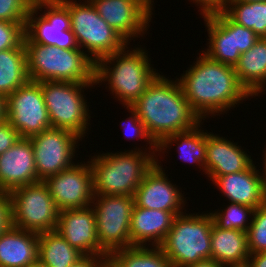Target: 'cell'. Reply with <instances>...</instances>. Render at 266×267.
<instances>
[{"instance_id":"1","label":"cell","mask_w":266,"mask_h":267,"mask_svg":"<svg viewBox=\"0 0 266 267\" xmlns=\"http://www.w3.org/2000/svg\"><path fill=\"white\" fill-rule=\"evenodd\" d=\"M192 65L177 79L201 119L227 114L246 98H253L240 84L233 66L213 61L204 53Z\"/></svg>"},{"instance_id":"2","label":"cell","mask_w":266,"mask_h":267,"mask_svg":"<svg viewBox=\"0 0 266 267\" xmlns=\"http://www.w3.org/2000/svg\"><path fill=\"white\" fill-rule=\"evenodd\" d=\"M130 107L157 144L168 135L188 131L202 122L184 97L178 79L160 74Z\"/></svg>"},{"instance_id":"3","label":"cell","mask_w":266,"mask_h":267,"mask_svg":"<svg viewBox=\"0 0 266 267\" xmlns=\"http://www.w3.org/2000/svg\"><path fill=\"white\" fill-rule=\"evenodd\" d=\"M157 152L158 147H136L125 152L91 156L94 195L134 196L146 173L159 159Z\"/></svg>"},{"instance_id":"4","label":"cell","mask_w":266,"mask_h":267,"mask_svg":"<svg viewBox=\"0 0 266 267\" xmlns=\"http://www.w3.org/2000/svg\"><path fill=\"white\" fill-rule=\"evenodd\" d=\"M151 65L145 49L134 47L130 50L127 45L96 63L95 84L106 82L123 108L131 106L160 74Z\"/></svg>"},{"instance_id":"5","label":"cell","mask_w":266,"mask_h":267,"mask_svg":"<svg viewBox=\"0 0 266 267\" xmlns=\"http://www.w3.org/2000/svg\"><path fill=\"white\" fill-rule=\"evenodd\" d=\"M31 81L95 83L96 64L80 48L60 49L39 43H24Z\"/></svg>"},{"instance_id":"6","label":"cell","mask_w":266,"mask_h":267,"mask_svg":"<svg viewBox=\"0 0 266 267\" xmlns=\"http://www.w3.org/2000/svg\"><path fill=\"white\" fill-rule=\"evenodd\" d=\"M213 217L203 212L177 215L160 245L172 267H187L211 259Z\"/></svg>"},{"instance_id":"7","label":"cell","mask_w":266,"mask_h":267,"mask_svg":"<svg viewBox=\"0 0 266 267\" xmlns=\"http://www.w3.org/2000/svg\"><path fill=\"white\" fill-rule=\"evenodd\" d=\"M93 85L96 84L67 81L40 82L51 127L71 131L83 139L88 133L91 120L83 92L91 86L95 87Z\"/></svg>"},{"instance_id":"8","label":"cell","mask_w":266,"mask_h":267,"mask_svg":"<svg viewBox=\"0 0 266 267\" xmlns=\"http://www.w3.org/2000/svg\"><path fill=\"white\" fill-rule=\"evenodd\" d=\"M69 9L71 30L79 48L96 64L129 43L101 18L89 0H61Z\"/></svg>"},{"instance_id":"9","label":"cell","mask_w":266,"mask_h":267,"mask_svg":"<svg viewBox=\"0 0 266 267\" xmlns=\"http://www.w3.org/2000/svg\"><path fill=\"white\" fill-rule=\"evenodd\" d=\"M42 8L44 12L38 16ZM24 43L78 49L68 7L61 0H34L27 15Z\"/></svg>"},{"instance_id":"10","label":"cell","mask_w":266,"mask_h":267,"mask_svg":"<svg viewBox=\"0 0 266 267\" xmlns=\"http://www.w3.org/2000/svg\"><path fill=\"white\" fill-rule=\"evenodd\" d=\"M12 225L37 234L56 230L59 210L44 181L10 192Z\"/></svg>"},{"instance_id":"11","label":"cell","mask_w":266,"mask_h":267,"mask_svg":"<svg viewBox=\"0 0 266 267\" xmlns=\"http://www.w3.org/2000/svg\"><path fill=\"white\" fill-rule=\"evenodd\" d=\"M91 206L96 215L101 248L109 255L112 251L131 247L130 224L134 197L94 195Z\"/></svg>"},{"instance_id":"12","label":"cell","mask_w":266,"mask_h":267,"mask_svg":"<svg viewBox=\"0 0 266 267\" xmlns=\"http://www.w3.org/2000/svg\"><path fill=\"white\" fill-rule=\"evenodd\" d=\"M6 120L20 138H30L51 128L40 82L29 80L6 97Z\"/></svg>"},{"instance_id":"13","label":"cell","mask_w":266,"mask_h":267,"mask_svg":"<svg viewBox=\"0 0 266 267\" xmlns=\"http://www.w3.org/2000/svg\"><path fill=\"white\" fill-rule=\"evenodd\" d=\"M30 140L39 181L75 165L73 158L79 141H82L71 131L53 127L30 137Z\"/></svg>"},{"instance_id":"14","label":"cell","mask_w":266,"mask_h":267,"mask_svg":"<svg viewBox=\"0 0 266 267\" xmlns=\"http://www.w3.org/2000/svg\"><path fill=\"white\" fill-rule=\"evenodd\" d=\"M83 163L77 162L44 181L59 212L91 206L94 199L93 172L89 159Z\"/></svg>"},{"instance_id":"15","label":"cell","mask_w":266,"mask_h":267,"mask_svg":"<svg viewBox=\"0 0 266 267\" xmlns=\"http://www.w3.org/2000/svg\"><path fill=\"white\" fill-rule=\"evenodd\" d=\"M98 14L129 44L146 34L152 18L153 0H89Z\"/></svg>"},{"instance_id":"16","label":"cell","mask_w":266,"mask_h":267,"mask_svg":"<svg viewBox=\"0 0 266 267\" xmlns=\"http://www.w3.org/2000/svg\"><path fill=\"white\" fill-rule=\"evenodd\" d=\"M157 159V162L146 173L134 194V205L147 209H158L181 215L186 205V197L180 188L173 184ZM160 164V165H159ZM169 180V181H168Z\"/></svg>"},{"instance_id":"17","label":"cell","mask_w":266,"mask_h":267,"mask_svg":"<svg viewBox=\"0 0 266 267\" xmlns=\"http://www.w3.org/2000/svg\"><path fill=\"white\" fill-rule=\"evenodd\" d=\"M56 230L83 255L108 258L97 237L96 215L92 206L59 212Z\"/></svg>"},{"instance_id":"18","label":"cell","mask_w":266,"mask_h":267,"mask_svg":"<svg viewBox=\"0 0 266 267\" xmlns=\"http://www.w3.org/2000/svg\"><path fill=\"white\" fill-rule=\"evenodd\" d=\"M39 182L30 138H19L0 155V191L11 192L28 184Z\"/></svg>"},{"instance_id":"19","label":"cell","mask_w":266,"mask_h":267,"mask_svg":"<svg viewBox=\"0 0 266 267\" xmlns=\"http://www.w3.org/2000/svg\"><path fill=\"white\" fill-rule=\"evenodd\" d=\"M253 163L238 143L213 132L206 135L205 175L212 182L219 176L246 170Z\"/></svg>"},{"instance_id":"20","label":"cell","mask_w":266,"mask_h":267,"mask_svg":"<svg viewBox=\"0 0 266 267\" xmlns=\"http://www.w3.org/2000/svg\"><path fill=\"white\" fill-rule=\"evenodd\" d=\"M254 162L244 171L217 177L213 184L229 202L256 209L266 203V192L260 171Z\"/></svg>"},{"instance_id":"21","label":"cell","mask_w":266,"mask_h":267,"mask_svg":"<svg viewBox=\"0 0 266 267\" xmlns=\"http://www.w3.org/2000/svg\"><path fill=\"white\" fill-rule=\"evenodd\" d=\"M177 215L158 209L133 206L131 213V246H160ZM151 242V243H150Z\"/></svg>"},{"instance_id":"22","label":"cell","mask_w":266,"mask_h":267,"mask_svg":"<svg viewBox=\"0 0 266 267\" xmlns=\"http://www.w3.org/2000/svg\"><path fill=\"white\" fill-rule=\"evenodd\" d=\"M38 264V234L11 225L0 235V267Z\"/></svg>"},{"instance_id":"23","label":"cell","mask_w":266,"mask_h":267,"mask_svg":"<svg viewBox=\"0 0 266 267\" xmlns=\"http://www.w3.org/2000/svg\"><path fill=\"white\" fill-rule=\"evenodd\" d=\"M249 255L247 232L238 229H222L213 222L212 260L223 267H246Z\"/></svg>"},{"instance_id":"24","label":"cell","mask_w":266,"mask_h":267,"mask_svg":"<svg viewBox=\"0 0 266 267\" xmlns=\"http://www.w3.org/2000/svg\"><path fill=\"white\" fill-rule=\"evenodd\" d=\"M234 70L252 97L266 91V38H259L252 48L242 53Z\"/></svg>"},{"instance_id":"25","label":"cell","mask_w":266,"mask_h":267,"mask_svg":"<svg viewBox=\"0 0 266 267\" xmlns=\"http://www.w3.org/2000/svg\"><path fill=\"white\" fill-rule=\"evenodd\" d=\"M202 18L209 37L208 48L202 53L213 61L234 67L233 27L218 12Z\"/></svg>"},{"instance_id":"26","label":"cell","mask_w":266,"mask_h":267,"mask_svg":"<svg viewBox=\"0 0 266 267\" xmlns=\"http://www.w3.org/2000/svg\"><path fill=\"white\" fill-rule=\"evenodd\" d=\"M201 122L195 128L190 129L188 131L174 133L166 136L159 144H158V156L162 153L163 150L171 149L170 146H174L173 143L177 144L176 148L178 149L179 157L185 163H196L200 169H202L205 173L204 164L206 161V135L207 130H201V126L203 125ZM178 146V147H177Z\"/></svg>"},{"instance_id":"27","label":"cell","mask_w":266,"mask_h":267,"mask_svg":"<svg viewBox=\"0 0 266 267\" xmlns=\"http://www.w3.org/2000/svg\"><path fill=\"white\" fill-rule=\"evenodd\" d=\"M82 256L57 230L38 234V264L42 267H70Z\"/></svg>"},{"instance_id":"28","label":"cell","mask_w":266,"mask_h":267,"mask_svg":"<svg viewBox=\"0 0 266 267\" xmlns=\"http://www.w3.org/2000/svg\"><path fill=\"white\" fill-rule=\"evenodd\" d=\"M29 80L24 41L17 48L0 51V93L7 97Z\"/></svg>"},{"instance_id":"29","label":"cell","mask_w":266,"mask_h":267,"mask_svg":"<svg viewBox=\"0 0 266 267\" xmlns=\"http://www.w3.org/2000/svg\"><path fill=\"white\" fill-rule=\"evenodd\" d=\"M107 261L113 267H172L160 246H131L118 249L108 255Z\"/></svg>"},{"instance_id":"30","label":"cell","mask_w":266,"mask_h":267,"mask_svg":"<svg viewBox=\"0 0 266 267\" xmlns=\"http://www.w3.org/2000/svg\"><path fill=\"white\" fill-rule=\"evenodd\" d=\"M223 12L233 22L254 31L259 38H266V1L230 0Z\"/></svg>"},{"instance_id":"31","label":"cell","mask_w":266,"mask_h":267,"mask_svg":"<svg viewBox=\"0 0 266 267\" xmlns=\"http://www.w3.org/2000/svg\"><path fill=\"white\" fill-rule=\"evenodd\" d=\"M228 203L227 208L210 212L214 223L222 229H238L248 232L251 224V220L248 218H252L254 209L238 203Z\"/></svg>"},{"instance_id":"32","label":"cell","mask_w":266,"mask_h":267,"mask_svg":"<svg viewBox=\"0 0 266 267\" xmlns=\"http://www.w3.org/2000/svg\"><path fill=\"white\" fill-rule=\"evenodd\" d=\"M247 234L250 254L266 251V203L254 209Z\"/></svg>"},{"instance_id":"33","label":"cell","mask_w":266,"mask_h":267,"mask_svg":"<svg viewBox=\"0 0 266 267\" xmlns=\"http://www.w3.org/2000/svg\"><path fill=\"white\" fill-rule=\"evenodd\" d=\"M233 27L234 66L241 54L247 52L258 41L259 37L242 25L233 22L223 11L218 12Z\"/></svg>"},{"instance_id":"34","label":"cell","mask_w":266,"mask_h":267,"mask_svg":"<svg viewBox=\"0 0 266 267\" xmlns=\"http://www.w3.org/2000/svg\"><path fill=\"white\" fill-rule=\"evenodd\" d=\"M34 0H0V20L26 23Z\"/></svg>"},{"instance_id":"35","label":"cell","mask_w":266,"mask_h":267,"mask_svg":"<svg viewBox=\"0 0 266 267\" xmlns=\"http://www.w3.org/2000/svg\"><path fill=\"white\" fill-rule=\"evenodd\" d=\"M25 25L0 20V51L17 48L24 41Z\"/></svg>"},{"instance_id":"36","label":"cell","mask_w":266,"mask_h":267,"mask_svg":"<svg viewBox=\"0 0 266 267\" xmlns=\"http://www.w3.org/2000/svg\"><path fill=\"white\" fill-rule=\"evenodd\" d=\"M126 109L131 114V116L127 117L128 120L126 121V124L125 125L123 124L124 125L123 129H125L124 135H126L128 139H130L129 137H131V139L138 137V139L140 138V141L145 139L144 141H146L147 144H149V147H158V144L148 134L146 127L139 119L138 114L130 106H126ZM128 131L129 133L131 132L132 134L127 133Z\"/></svg>"},{"instance_id":"37","label":"cell","mask_w":266,"mask_h":267,"mask_svg":"<svg viewBox=\"0 0 266 267\" xmlns=\"http://www.w3.org/2000/svg\"><path fill=\"white\" fill-rule=\"evenodd\" d=\"M20 138L18 132L5 120L0 124V155L11 148Z\"/></svg>"},{"instance_id":"38","label":"cell","mask_w":266,"mask_h":267,"mask_svg":"<svg viewBox=\"0 0 266 267\" xmlns=\"http://www.w3.org/2000/svg\"><path fill=\"white\" fill-rule=\"evenodd\" d=\"M12 225L11 197L9 192L0 191V235Z\"/></svg>"},{"instance_id":"39","label":"cell","mask_w":266,"mask_h":267,"mask_svg":"<svg viewBox=\"0 0 266 267\" xmlns=\"http://www.w3.org/2000/svg\"><path fill=\"white\" fill-rule=\"evenodd\" d=\"M230 0H191L190 2L197 4L201 16L223 11Z\"/></svg>"},{"instance_id":"40","label":"cell","mask_w":266,"mask_h":267,"mask_svg":"<svg viewBox=\"0 0 266 267\" xmlns=\"http://www.w3.org/2000/svg\"><path fill=\"white\" fill-rule=\"evenodd\" d=\"M107 259L99 255H83L70 267H100Z\"/></svg>"},{"instance_id":"41","label":"cell","mask_w":266,"mask_h":267,"mask_svg":"<svg viewBox=\"0 0 266 267\" xmlns=\"http://www.w3.org/2000/svg\"><path fill=\"white\" fill-rule=\"evenodd\" d=\"M246 267H266V251L250 254Z\"/></svg>"},{"instance_id":"42","label":"cell","mask_w":266,"mask_h":267,"mask_svg":"<svg viewBox=\"0 0 266 267\" xmlns=\"http://www.w3.org/2000/svg\"><path fill=\"white\" fill-rule=\"evenodd\" d=\"M187 267H223V266L216 263L214 260L210 259L188 265Z\"/></svg>"},{"instance_id":"43","label":"cell","mask_w":266,"mask_h":267,"mask_svg":"<svg viewBox=\"0 0 266 267\" xmlns=\"http://www.w3.org/2000/svg\"><path fill=\"white\" fill-rule=\"evenodd\" d=\"M6 120V97L0 93V124Z\"/></svg>"},{"instance_id":"44","label":"cell","mask_w":266,"mask_h":267,"mask_svg":"<svg viewBox=\"0 0 266 267\" xmlns=\"http://www.w3.org/2000/svg\"><path fill=\"white\" fill-rule=\"evenodd\" d=\"M264 156V161H263V164H264V172L262 171V179H263V185H264V189H265V192H266V150L263 151Z\"/></svg>"},{"instance_id":"45","label":"cell","mask_w":266,"mask_h":267,"mask_svg":"<svg viewBox=\"0 0 266 267\" xmlns=\"http://www.w3.org/2000/svg\"><path fill=\"white\" fill-rule=\"evenodd\" d=\"M100 267H113L107 260Z\"/></svg>"},{"instance_id":"46","label":"cell","mask_w":266,"mask_h":267,"mask_svg":"<svg viewBox=\"0 0 266 267\" xmlns=\"http://www.w3.org/2000/svg\"><path fill=\"white\" fill-rule=\"evenodd\" d=\"M240 1H243V2H263V1H266V0H240Z\"/></svg>"},{"instance_id":"47","label":"cell","mask_w":266,"mask_h":267,"mask_svg":"<svg viewBox=\"0 0 266 267\" xmlns=\"http://www.w3.org/2000/svg\"><path fill=\"white\" fill-rule=\"evenodd\" d=\"M32 267H42V266H40L39 264H36V265H34Z\"/></svg>"}]
</instances>
